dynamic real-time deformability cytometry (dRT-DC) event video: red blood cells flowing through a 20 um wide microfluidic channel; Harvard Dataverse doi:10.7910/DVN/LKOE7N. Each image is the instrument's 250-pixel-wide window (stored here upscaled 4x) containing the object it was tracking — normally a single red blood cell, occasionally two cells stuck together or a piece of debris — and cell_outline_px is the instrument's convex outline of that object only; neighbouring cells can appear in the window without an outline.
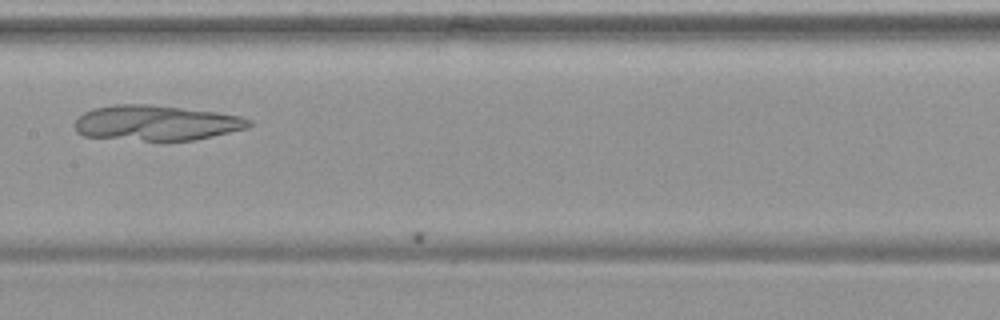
{"species": "common noctule bat (a hibernating species)", "species_latin": "Nyctalus noctula", "temperature_condition": "warm", "stored_images_in_passage": 23, "camera_frame_rate_fps": 3000, "um_per_image_px": 0.085, "animal": {"sex": "female", "body_mass_g": 19.9}, "frame": {"image": 1, "passage_image": 22, "time_ms": 7.0, "image_size_px": [1000, 320], "cell_outline_px": [[252, 124], [248, 128], [212, 136], [192, 140], [144, 140], [84, 136], [76, 132], [72, 124], [84, 112], [92, 108], [116, 104], [148, 104], [216, 112], [240, 116], [252, 120]], "centroid_in_image_um": [13.26, 10.44], "position_along_channel_um": 194.1, "area_um2": 35.66}}